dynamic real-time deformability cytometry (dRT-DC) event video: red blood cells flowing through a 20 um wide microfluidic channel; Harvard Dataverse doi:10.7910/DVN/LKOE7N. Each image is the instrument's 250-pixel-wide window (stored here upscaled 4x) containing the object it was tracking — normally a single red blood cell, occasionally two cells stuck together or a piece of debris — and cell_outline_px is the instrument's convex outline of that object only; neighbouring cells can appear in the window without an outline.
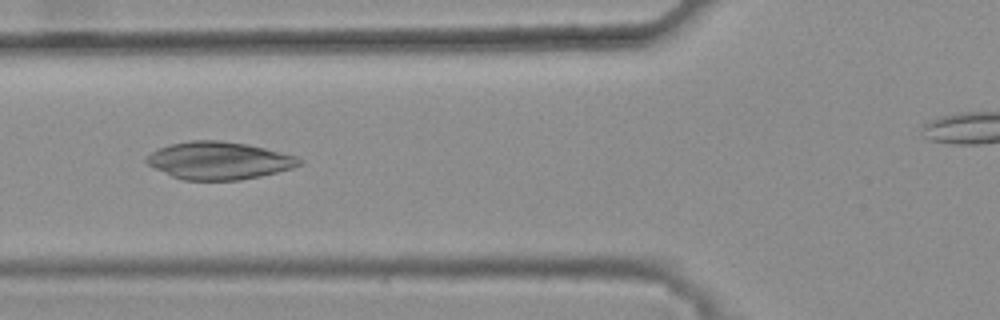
{"species": "common noctule bat (a hibernating species)", "species_latin": "Nyctalus noctula", "temperature_condition": "warm", "stored_images_in_passage": 7, "camera_frame_rate_fps": 3000, "um_per_image_px": 0.085, "animal": {"sex": "female", "body_mass_g": 25.1}, "frame": {"image": 1, "passage_image": 5, "time_ms": 1.333, "image_size_px": [1000, 320], "cell_outline_px": [[304, 164], [292, 168], [260, 176], [240, 180], [184, 180], [172, 176], [148, 164], [144, 160], [152, 152], [160, 148], [172, 144], [188, 140], [220, 140], [248, 144], [296, 156], [304, 160]], "centroid_in_image_um": [18.65, 13.64], "position_along_channel_um": 107.1, "area_um2": 33.29}}
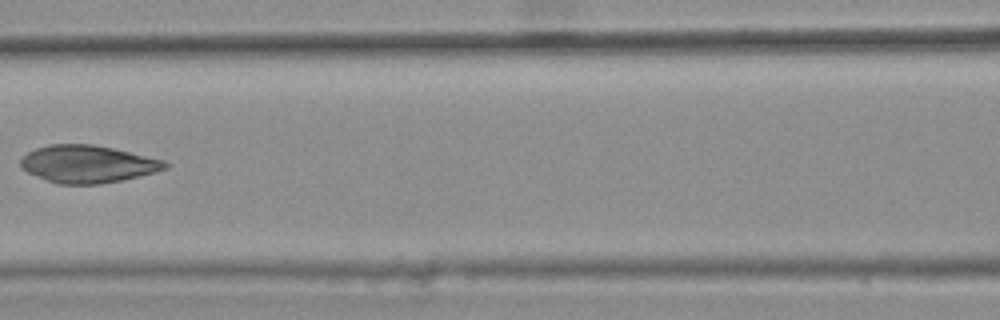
{"frame": {"image": 2, "passage_image": 6, "time_ms": 1.667, "image_size_px": [1000, 320], "cell_outline_px": [[168, 168], [120, 180], [100, 184], [56, 184], [28, 172], [20, 164], [20, 160], [28, 152], [36, 148], [48, 144], [92, 144], [112, 148], [164, 160], [168, 164]], "centroid_in_image_um": [7.42, 13.93], "position_along_channel_um": 159.2, "area_um2": 31.1}}
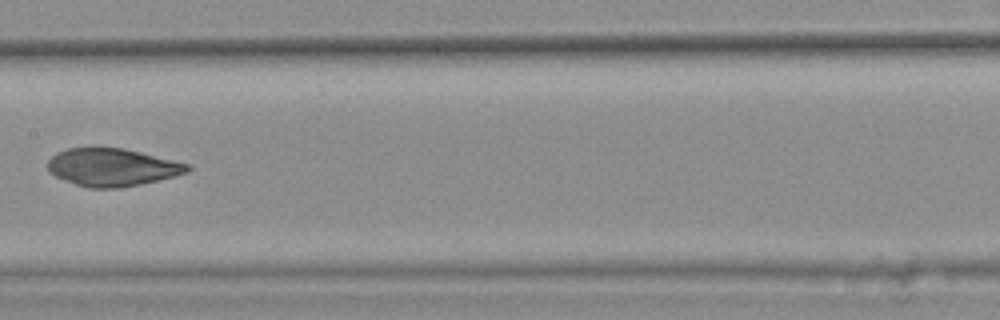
{"frame": {"image": 3, "passage_image": 7, "time_ms": 2.0, "image_size_px": [1000, 320], "cell_outline_px": [[192, 168], [188, 172], [140, 184], [120, 188], [88, 188], [76, 184], [56, 176], [48, 172], [48, 160], [56, 152], [68, 148], [92, 144], [124, 148], [192, 164]], "centroid_in_image_um": [9.51, 14.17], "position_along_channel_um": 197.9, "area_um2": 31.44}}